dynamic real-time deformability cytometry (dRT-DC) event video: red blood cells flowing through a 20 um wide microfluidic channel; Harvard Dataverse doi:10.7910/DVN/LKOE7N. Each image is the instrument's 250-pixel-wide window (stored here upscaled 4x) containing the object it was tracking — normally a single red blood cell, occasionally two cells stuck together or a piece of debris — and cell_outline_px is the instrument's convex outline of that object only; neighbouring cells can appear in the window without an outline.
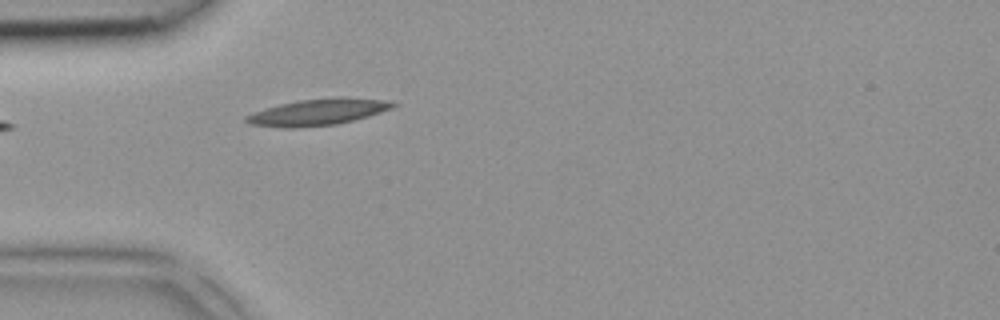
{"species": "common noctule bat (a hibernating species)", "species_latin": "Nyctalus noctula", "temperature_condition": "room temperature", "stored_images_in_passage": 2, "camera_frame_rate_fps": 3000, "um_per_image_px": 0.085, "animal": {"sex": "female", "body_mass_g": 18.4}, "frame": {"image": 1, "passage_image": 2, "time_ms": 0.333, "image_size_px": [1000, 320], "cell_outline_px": [[396, 104], [392, 108], [368, 116], [336, 124], [296, 128], [288, 128], [252, 124], [244, 120], [244, 116], [252, 112], [264, 108], [280, 104], [300, 100], [344, 96], [392, 100]], "centroid_in_image_um": [27.04, 9.51], "position_along_channel_um": 58.0, "area_um2": 22.66}}